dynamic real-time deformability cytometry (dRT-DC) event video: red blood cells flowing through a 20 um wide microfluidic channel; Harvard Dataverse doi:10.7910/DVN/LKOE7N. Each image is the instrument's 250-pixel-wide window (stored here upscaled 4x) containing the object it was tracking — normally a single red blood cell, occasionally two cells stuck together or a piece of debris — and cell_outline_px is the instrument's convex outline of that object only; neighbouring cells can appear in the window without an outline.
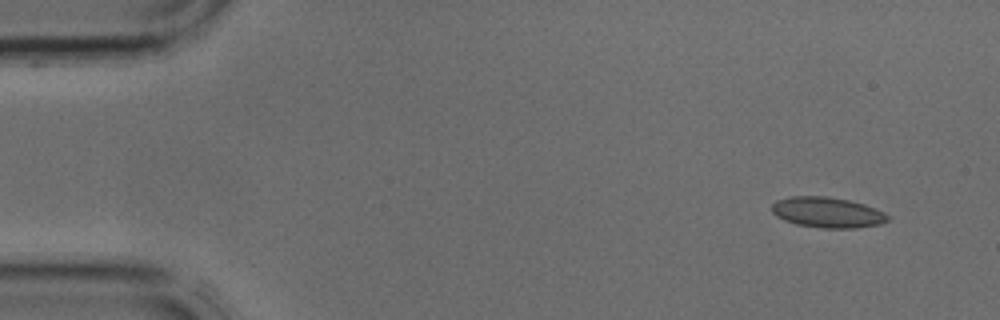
{"species": "common noctule bat (a hibernating species)", "species_latin": "Nyctalus noctula", "temperature_condition": "cold", "stored_images_in_passage": 3, "camera_frame_rate_fps": 3000, "um_per_image_px": 0.085, "animal": {"sex": "male", "body_mass_g": 17.9, "forearm_length_mm": 54.2}, "frame": {"image": 1, "passage_image": 1, "time_ms": 0.0, "image_size_px": [1000, 320], "cell_outline_px": [[888, 220], [880, 224], [856, 228], [820, 228], [796, 224], [784, 220], [776, 216], [772, 212], [772, 204], [776, 200], [788, 196], [824, 196], [848, 200], [864, 204], [876, 208], [884, 212], [888, 216]], "centroid_in_image_um": [70.3, 18.05], "position_along_channel_um": 14.7, "area_um2": 20.69}}
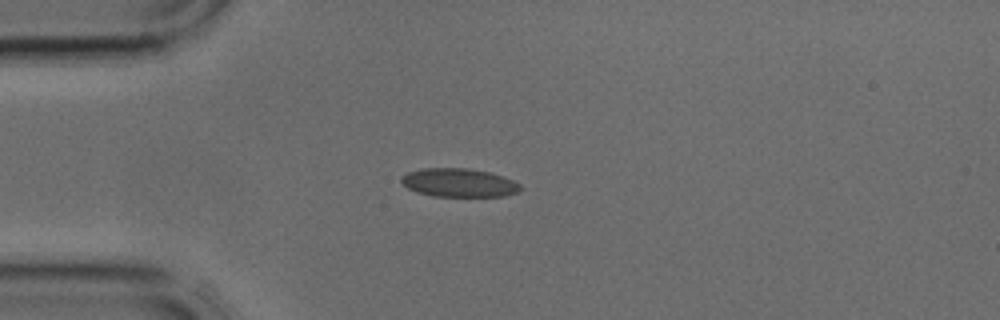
{"frame": {"image": 2, "passage_image": 3, "time_ms": 0.667, "image_size_px": [1000, 320], "cell_outline_px": [[524, 188], [520, 192], [504, 196], [432, 196], [416, 192], [408, 188], [400, 180], [400, 176], [408, 172], [424, 168], [468, 168], [488, 172], [504, 176], [520, 184]], "centroid_in_image_um": [39.03, 15.53], "position_along_channel_um": 46.0, "area_um2": 19.94}}